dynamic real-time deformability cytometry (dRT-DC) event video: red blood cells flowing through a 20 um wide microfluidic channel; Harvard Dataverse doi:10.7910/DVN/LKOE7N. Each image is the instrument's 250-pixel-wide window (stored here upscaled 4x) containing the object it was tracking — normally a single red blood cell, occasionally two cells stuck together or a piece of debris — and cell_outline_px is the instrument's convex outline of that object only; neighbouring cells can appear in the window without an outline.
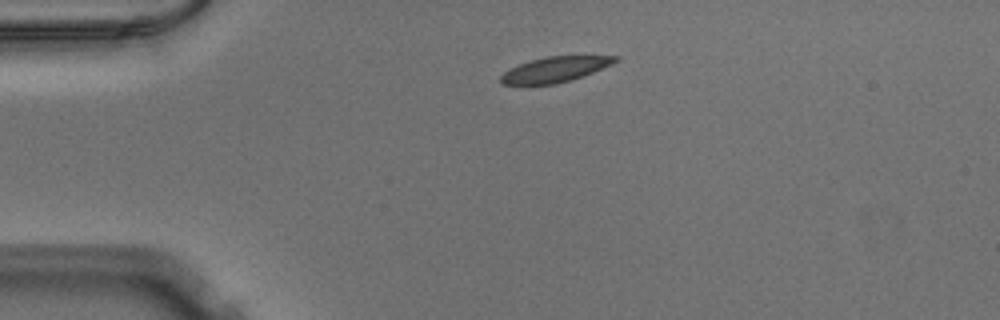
{"species": "Egyptian fruit bat (a non-hibernating species)", "species_latin": "Rousettus aegyptiacus", "temperature_condition": "warm", "stored_images_in_passage": 41, "camera_frame_rate_fps": 3000, "um_per_image_px": 0.085, "animal": {"sex": "male"}, "frame": {"image": 1, "passage_image": 1, "time_ms": 0.0, "image_size_px": [1000, 320], "cell_outline_px": [[620, 60], [612, 64], [572, 80], [556, 84], [500, 84], [500, 76], [504, 72], [520, 64], [532, 60], [548, 56], [620, 56]], "centroid_in_image_um": [47.2, 5.9], "position_along_channel_um": 37.8, "area_um2": 16.65}}
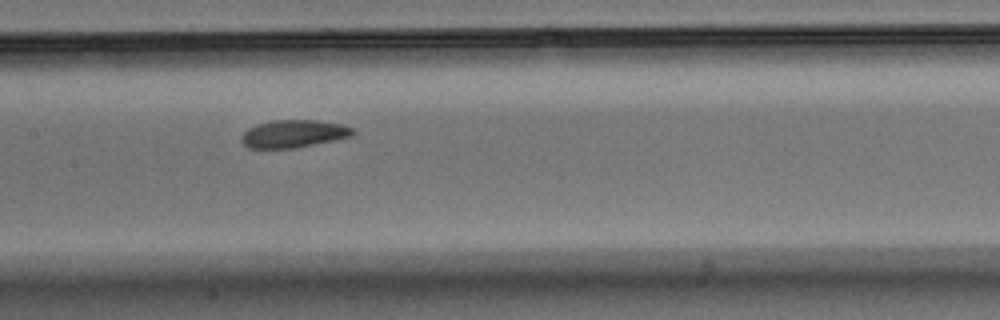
{"frame": {"image": 2, "passage_image": 15, "time_ms": 4.667, "image_size_px": [1000, 320], "cell_outline_px": [[356, 132], [352, 136], [296, 148], [248, 148], [240, 140], [240, 136], [248, 128], [272, 120], [316, 120], [340, 124], [352, 128]], "centroid_in_image_um": [24.94, 11.37], "position_along_channel_um": 182.5, "area_um2": 17.86}}
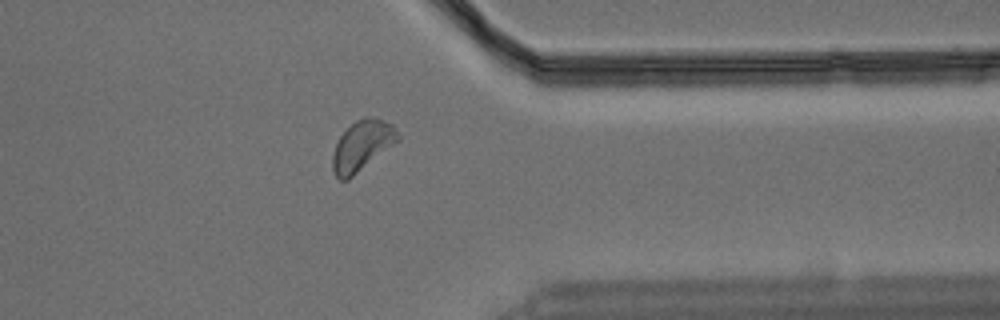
{"frame": {"image": 3, "passage_image": 31, "time_ms": 10.0, "image_size_px": [1000, 320], "cell_outline_px": [[400, 140], [348, 180], [340, 180], [332, 172], [332, 156], [336, 144], [340, 136], [356, 120], [364, 116], [368, 116], [392, 124], [400, 136]], "centroid_in_image_um": [30.77, 12.4], "position_along_channel_um": 380.6, "area_um2": 19.02}}